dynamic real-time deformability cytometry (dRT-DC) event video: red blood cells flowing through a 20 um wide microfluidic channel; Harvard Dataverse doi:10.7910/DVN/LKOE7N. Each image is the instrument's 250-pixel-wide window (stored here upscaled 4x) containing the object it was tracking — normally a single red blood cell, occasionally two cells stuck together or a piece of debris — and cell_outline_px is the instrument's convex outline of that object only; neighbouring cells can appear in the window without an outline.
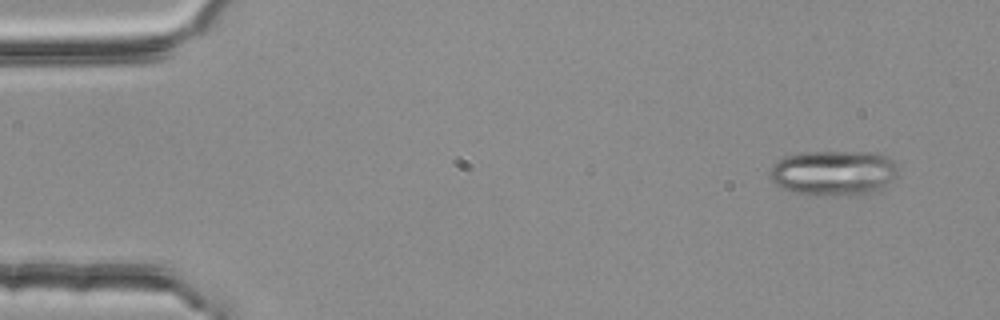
{"species": "common noctule bat (a hibernating species)", "species_latin": "Nyctalus noctula", "temperature_condition": "room temperature", "stored_images_in_passage": 3, "camera_frame_rate_fps": 3000, "um_per_image_px": 0.085, "animal": {"sex": "female", "body_mass_g": 25.1}, "frame": {"image": 1, "passage_image": 1, "time_ms": 0.0, "image_size_px": [1000, 320], "cell_outline_px": [[900, 168], [888, 188], [876, 192], [860, 196], [836, 196], [796, 192], [780, 188], [768, 176], [768, 172], [784, 156], [804, 152], [876, 152], [888, 156]], "centroid_in_image_um": [70.95, 14.71], "position_along_channel_um": 14.0, "area_um2": 34.45}}